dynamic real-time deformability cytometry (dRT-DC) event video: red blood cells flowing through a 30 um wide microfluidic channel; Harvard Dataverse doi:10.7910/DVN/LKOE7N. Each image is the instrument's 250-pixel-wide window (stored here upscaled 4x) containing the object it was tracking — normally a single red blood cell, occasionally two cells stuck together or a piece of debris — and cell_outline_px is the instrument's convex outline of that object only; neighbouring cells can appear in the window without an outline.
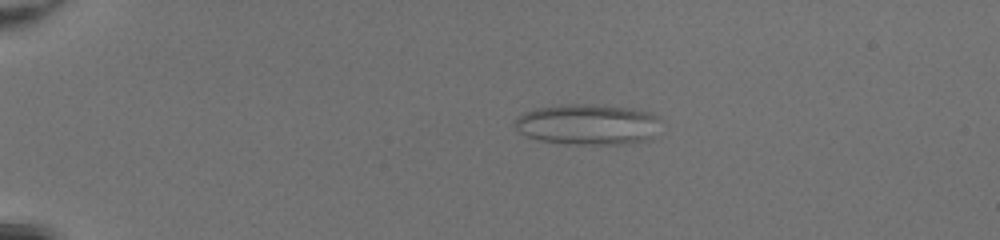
{"species": "common noctule bat (a hibernating species)", "species_latin": "Nyctalus noctula", "temperature_condition": "room temperature", "stored_images_in_passage": 40, "camera_frame_rate_fps": 3000, "um_per_image_px": 0.085, "animal": {"sex": "female", "body_mass_g": 20.0, "forearm_length_mm": 54.0}, "frame": {"image": 1, "passage_image": 2, "time_ms": 0.333, "image_size_px": [1000, 240], "cell_outline_px": [[660, 116], [652, 140], [624, 144], [568, 144], [536, 140], [520, 132], [512, 124], [524, 112], [532, 108], [564, 104], [588, 104], [636, 108], [652, 112]], "centroid_in_image_um": [49.98, 10.57], "position_along_channel_um": 35.0, "area_um2": 35.14}}
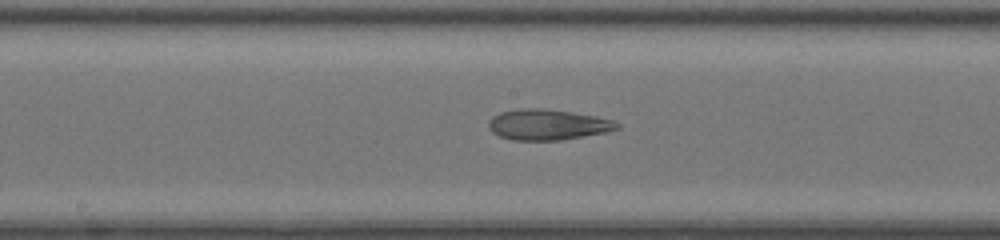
{"frame": {"image": 2, "passage_image": 19, "time_ms": 6.0, "image_size_px": [1000, 240], "cell_outline_px": [[620, 128], [604, 132], [560, 140], [512, 140], [500, 136], [492, 132], [488, 128], [488, 120], [492, 116], [500, 112], [520, 108], [544, 108], [572, 112], [596, 116], [612, 120], [620, 124]], "centroid_in_image_um": [46.51, 10.58], "position_along_channel_um": 201.7, "area_um2": 22.95}}
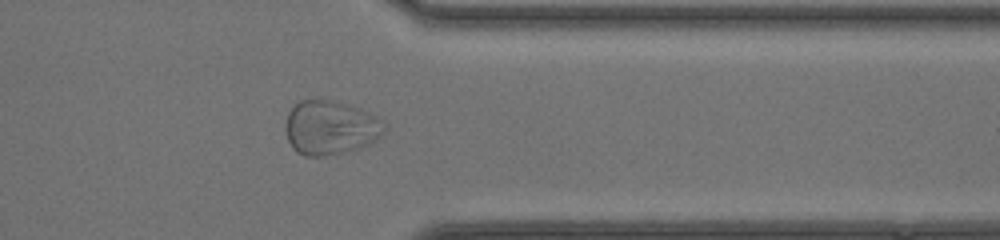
{"frame": {"image": 3, "passage_image": 32, "time_ms": 10.333, "image_size_px": [1000, 240], "cell_outline_px": [[388, 124], [380, 136], [368, 144], [356, 148], [324, 156], [304, 156], [296, 152], [292, 148], [288, 140], [284, 128], [284, 124], [288, 112], [300, 100], [336, 100], [360, 108], [376, 116]], "centroid_in_image_um": [28.05, 10.83], "position_along_channel_um": 383.3, "area_um2": 31.27}, "authors_computed_cell_mechanics": {"area_um2": 28.3798, "velocity_mm_per_s": 4.267, "shape_relaxation_time_tau1_ms": null, "shape_relaxation_time_tau2_ms": 1.2081, "deformation_change_tau1": null, "deformation_change_tau2": 0.0756}}